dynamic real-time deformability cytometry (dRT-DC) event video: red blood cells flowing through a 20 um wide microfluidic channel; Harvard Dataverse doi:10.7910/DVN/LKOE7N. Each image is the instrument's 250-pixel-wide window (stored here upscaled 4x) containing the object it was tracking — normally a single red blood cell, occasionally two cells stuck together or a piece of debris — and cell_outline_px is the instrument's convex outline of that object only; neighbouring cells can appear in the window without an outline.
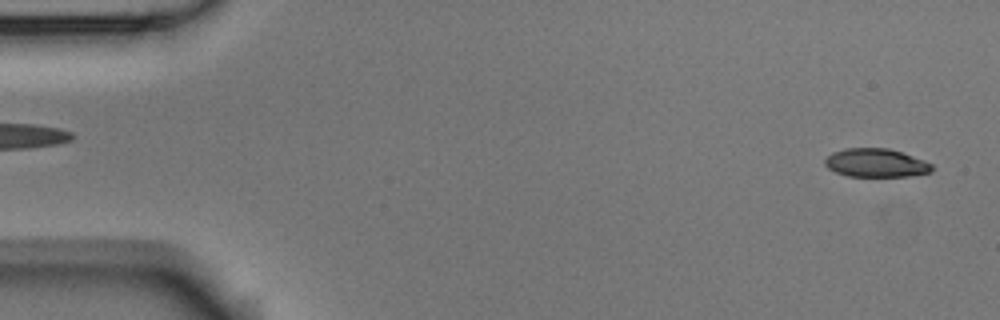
{"species": "Egyptian fruit bat (a non-hibernating species)", "species_latin": "Rousettus aegyptiacus", "temperature_condition": "room temperature", "stored_images_in_passage": 53, "camera_frame_rate_fps": 3000, "um_per_image_px": 0.085, "animal": {"sex": "male"}, "frame": {"image": 1, "passage_image": 2, "time_ms": 0.333, "image_size_px": [1000, 320], "cell_outline_px": [[932, 172], [908, 176], [848, 176], [836, 172], [828, 168], [824, 164], [824, 160], [832, 152], [844, 148], [888, 148], [924, 160], [932, 164]], "centroid_in_image_um": [74.43, 13.84], "position_along_channel_um": 10.6, "area_um2": 17.69}}
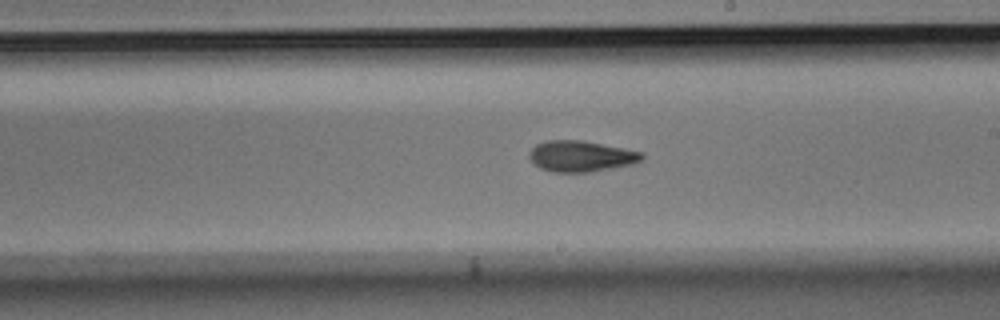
{"frame": {"image": 2, "passage_image": 30, "time_ms": 9.667, "image_size_px": [1000, 320], "cell_outline_px": [[644, 160], [632, 164], [588, 172], [552, 172], [540, 168], [528, 156], [528, 152], [536, 144], [548, 140], [580, 140], [624, 148], [644, 152]], "centroid_in_image_um": [49.4, 13.27], "position_along_channel_um": 239.6, "area_um2": 20.29}}
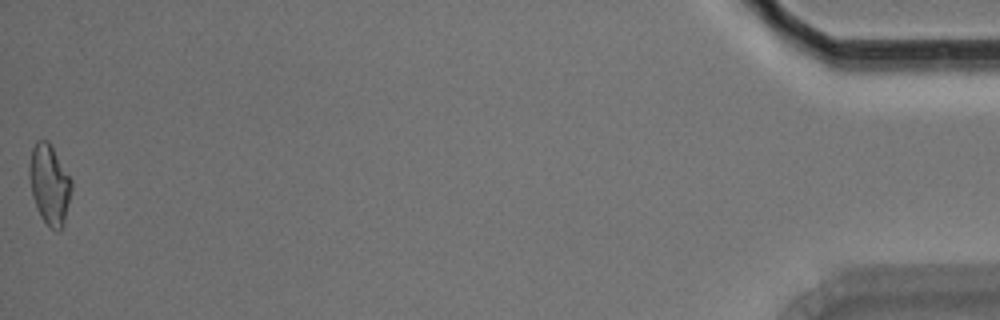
{"frame": {"image": 3, "passage_image": 53, "time_ms": 17.333, "image_size_px": [1000, 320], "cell_outline_px": [[72, 188], [64, 224], [60, 232], [56, 232], [40, 216], [32, 196], [28, 176], [28, 164], [32, 148], [36, 140], [48, 140], [72, 180]], "centroid_in_image_um": [4.19, 15.67], "position_along_channel_um": 431.0, "area_um2": 19.83}, "authors_computed_cell_mechanics": {"area_um2": 19.4786, "velocity_mm_per_s": 3.7645, "shape_relaxation_time_tau1_ms": 3.4748, "shape_relaxation_time_tau2_ms": 3.9615, "deformation_change_tau1": 0.1476, "deformation_change_tau2": 0.1275}}